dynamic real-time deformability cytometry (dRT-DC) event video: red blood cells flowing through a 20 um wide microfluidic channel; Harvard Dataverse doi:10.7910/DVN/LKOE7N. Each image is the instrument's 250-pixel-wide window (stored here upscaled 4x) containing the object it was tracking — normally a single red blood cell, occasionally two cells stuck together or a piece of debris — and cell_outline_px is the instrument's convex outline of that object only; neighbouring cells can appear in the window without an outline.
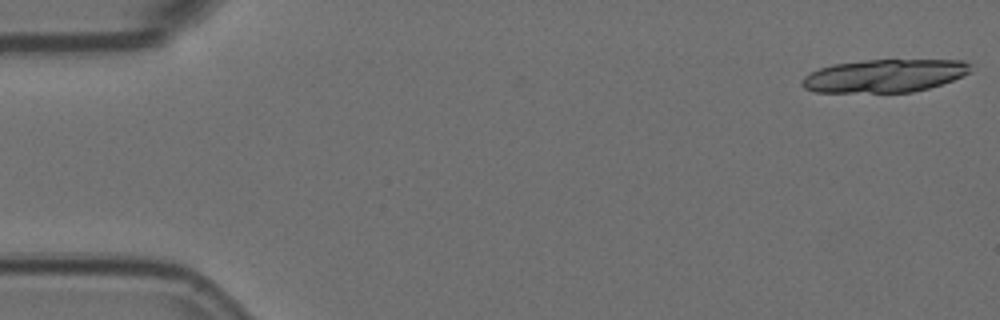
{"species": "Egyptian fruit bat (a non-hibernating species)", "species_latin": "Rousettus aegyptiacus", "temperature_condition": "room temperature", "stored_images_in_passage": 5, "camera_frame_rate_fps": 3000, "um_per_image_px": 0.085, "animal": {"sex": "female"}, "frame": {"image": 1, "passage_image": 1, "time_ms": 0.0, "image_size_px": [1000, 320], "cell_outline_px": [[972, 72], [952, 80], [928, 88], [912, 92], [812, 92], [804, 88], [800, 84], [800, 80], [804, 76], [820, 68], [832, 64], [864, 60], [964, 60], [972, 64]], "centroid_in_image_um": [75.18, 6.44], "position_along_channel_um": 9.8, "area_um2": 32.54}}